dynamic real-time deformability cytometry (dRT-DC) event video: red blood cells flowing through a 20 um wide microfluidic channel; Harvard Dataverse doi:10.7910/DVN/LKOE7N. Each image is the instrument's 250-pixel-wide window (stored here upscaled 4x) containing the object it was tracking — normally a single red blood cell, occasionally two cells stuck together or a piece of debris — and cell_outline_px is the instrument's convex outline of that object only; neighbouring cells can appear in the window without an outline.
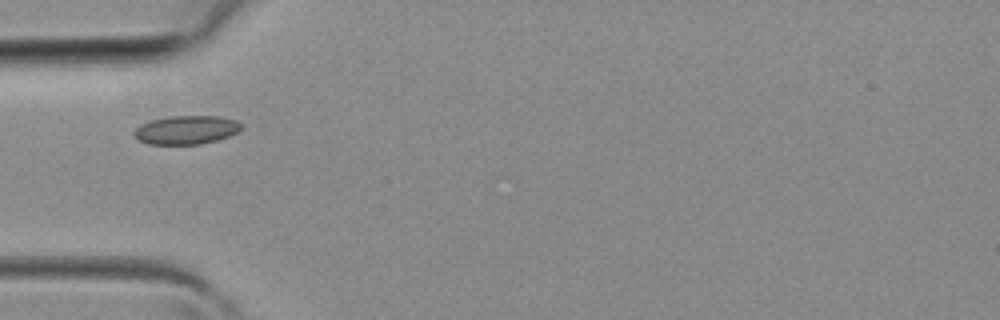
{"species": "common noctule bat (a hibernating species)", "species_latin": "Nyctalus noctula", "temperature_condition": "room temperature", "stored_images_in_passage": 3, "camera_frame_rate_fps": 3000, "um_per_image_px": 0.085, "animal": {"sex": "female", "body_mass_g": 19.3, "forearm_length_mm": 54.1}, "frame": {"image": 1, "passage_image": 3, "time_ms": 0.667, "image_size_px": [1000, 320], "cell_outline_px": [[244, 128], [228, 136], [216, 140], [200, 144], [148, 144], [136, 140], [132, 136], [132, 132], [140, 124], [152, 120], [172, 116], [220, 116], [236, 120]], "centroid_in_image_um": [15.79, 11.04], "position_along_channel_um": 69.2, "area_um2": 17.98}}